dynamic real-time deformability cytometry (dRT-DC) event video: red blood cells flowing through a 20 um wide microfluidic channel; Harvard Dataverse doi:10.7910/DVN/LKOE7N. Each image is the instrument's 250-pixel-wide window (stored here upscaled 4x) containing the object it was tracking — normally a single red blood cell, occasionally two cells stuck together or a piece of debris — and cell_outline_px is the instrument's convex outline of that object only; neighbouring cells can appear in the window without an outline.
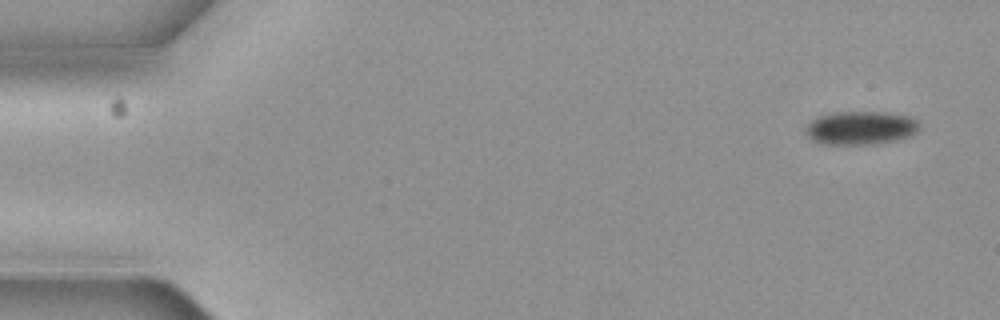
{"species": "common noctule bat (a hibernating species)", "species_latin": "Nyctalus noctula", "temperature_condition": "cold", "stored_images_in_passage": 5, "camera_frame_rate_fps": 3000, "um_per_image_px": 0.085, "animal": {"sex": "female", "body_mass_g": 19.3, "forearm_length_mm": 54.1}, "frame": {"image": 1, "passage_image": 1, "time_ms": 0.0, "image_size_px": [1000, 320], "cell_outline_px": [[920, 128], [912, 136], [900, 140], [880, 144], [820, 144], [812, 140], [808, 136], [808, 124], [812, 120], [820, 116], [832, 112], [884, 112], [908, 116], [916, 120], [920, 124]], "centroid_in_image_um": [73.22, 10.88], "position_along_channel_um": 11.8, "area_um2": 22.31}}